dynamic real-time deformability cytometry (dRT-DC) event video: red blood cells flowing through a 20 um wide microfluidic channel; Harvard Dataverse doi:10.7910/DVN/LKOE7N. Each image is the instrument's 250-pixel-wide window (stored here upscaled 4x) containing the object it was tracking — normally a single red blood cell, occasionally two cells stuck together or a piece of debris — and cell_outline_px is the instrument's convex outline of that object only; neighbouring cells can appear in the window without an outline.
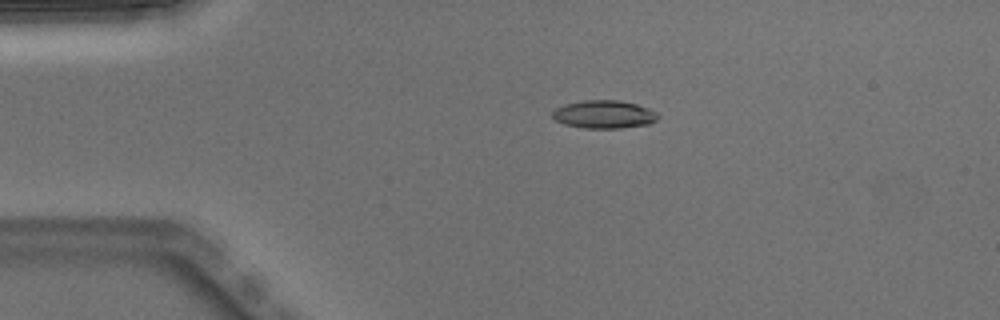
{"species": "Egyptian fruit bat (a non-hibernating species)", "species_latin": "Rousettus aegyptiacus", "temperature_condition": "warm", "stored_images_in_passage": 6, "camera_frame_rate_fps": 3000, "um_per_image_px": 0.085, "animal": {"sex": "male"}, "frame": {"image": 1, "passage_image": 4, "time_ms": 1.0, "image_size_px": [1000, 320], "cell_outline_px": [[660, 116], [656, 120], [648, 124], [620, 128], [584, 128], [564, 124], [556, 120], [552, 116], [552, 112], [556, 108], [564, 104], [584, 100], [620, 100], [636, 104], [648, 108], [656, 112]], "centroid_in_image_um": [51.34, 9.72], "position_along_channel_um": 33.7, "area_um2": 17.22}}